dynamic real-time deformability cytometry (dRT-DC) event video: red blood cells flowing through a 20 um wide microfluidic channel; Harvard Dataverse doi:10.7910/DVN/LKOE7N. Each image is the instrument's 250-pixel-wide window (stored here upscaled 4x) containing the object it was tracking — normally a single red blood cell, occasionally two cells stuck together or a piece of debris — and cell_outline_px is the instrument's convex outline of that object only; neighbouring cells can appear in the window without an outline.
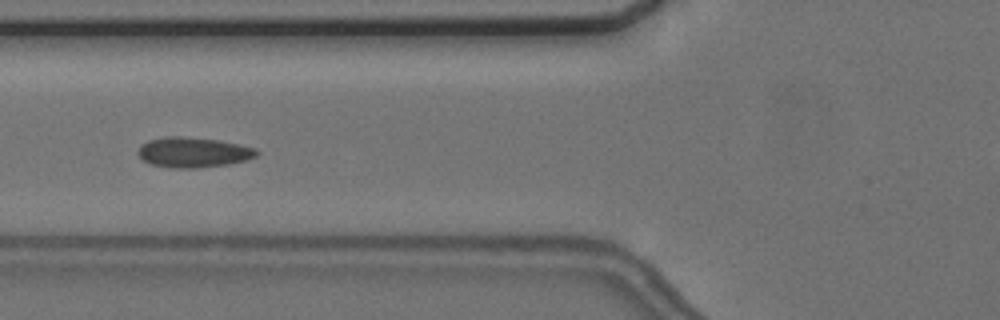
{"species": "common noctule bat (a hibernating species)", "species_latin": "Nyctalus noctula", "temperature_condition": "cold", "stored_images_in_passage": 6, "camera_frame_rate_fps": 3000, "um_per_image_px": 0.085, "animal": {"sex": "female", "body_mass_g": 24.6, "forearm_length_mm": 56.2}, "frame": {"image": 1, "passage_image": 5, "time_ms": 4.667, "image_size_px": [1000, 320], "cell_outline_px": [[260, 152], [256, 156], [244, 160], [228, 164], [196, 168], [168, 168], [152, 164], [144, 160], [136, 152], [140, 144], [148, 140], [168, 136], [180, 136], [220, 140], [240, 144], [256, 148]], "centroid_in_image_um": [16.42, 12.94], "position_along_channel_um": 109.4, "area_um2": 20.98}}
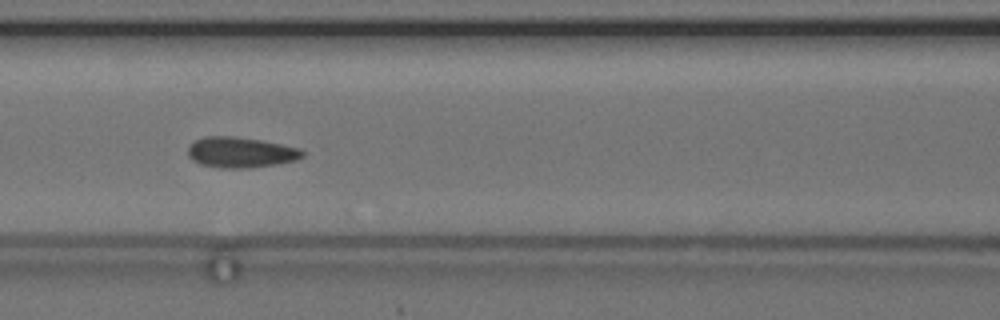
{"frame": {"image": 2, "passage_image": 6, "time_ms": 5.667, "image_size_px": [1000, 320], "cell_outline_px": [[304, 156], [296, 160], [276, 164], [248, 168], [220, 168], [200, 164], [192, 160], [188, 156], [188, 148], [196, 140], [204, 136], [232, 136], [260, 140], [300, 148], [304, 152]], "centroid_in_image_um": [20.45, 12.95], "position_along_channel_um": 146.2, "area_um2": 20.35}}